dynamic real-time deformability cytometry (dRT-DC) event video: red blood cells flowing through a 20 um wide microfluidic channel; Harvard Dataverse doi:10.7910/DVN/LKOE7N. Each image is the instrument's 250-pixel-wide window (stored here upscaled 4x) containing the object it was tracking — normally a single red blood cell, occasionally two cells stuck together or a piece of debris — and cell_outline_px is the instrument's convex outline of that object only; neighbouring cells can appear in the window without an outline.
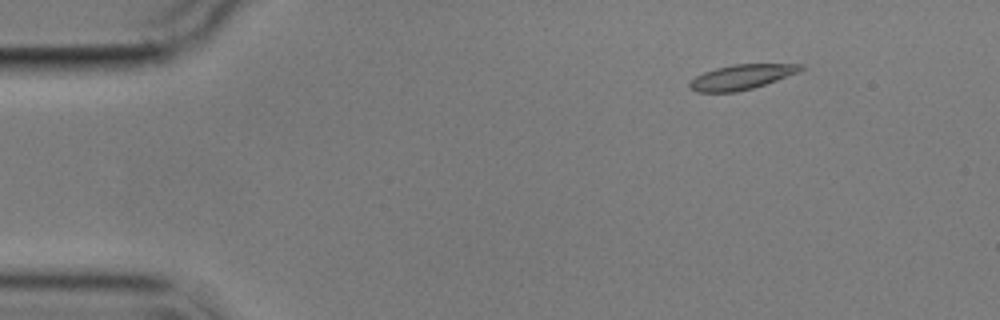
{"species": "common noctule bat (a hibernating species)", "species_latin": "Nyctalus noctula", "temperature_condition": "cold", "stored_images_in_passage": 11, "camera_frame_rate_fps": 3000, "um_per_image_px": 0.085, "animal": {"sex": "male", "body_mass_g": 17.9}, "frame": {"image": 1, "passage_image": 1, "time_ms": 0.0, "image_size_px": [1000, 320], "cell_outline_px": [[804, 68], [800, 72], [752, 88], [736, 92], [696, 92], [688, 88], [688, 84], [696, 76], [704, 72], [716, 68], [732, 64], [804, 64]], "centroid_in_image_um": [63.01, 6.54], "position_along_channel_um": 22.0, "area_um2": 16.07}}
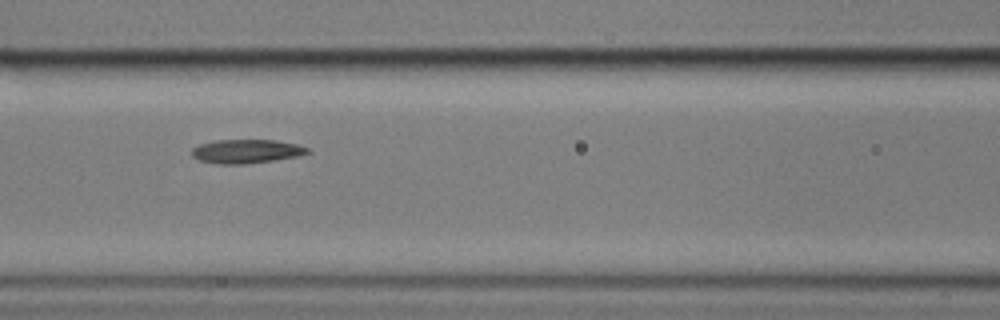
{"frame": {"image": 2, "passage_image": 5, "time_ms": 5.667, "image_size_px": [1000, 320], "cell_outline_px": [[312, 152], [300, 156], [244, 164], [220, 164], [200, 160], [192, 156], [192, 148], [200, 144], [212, 140], [276, 140], [296, 144], [308, 148]], "centroid_in_image_um": [20.95, 12.85], "position_along_channel_um": 145.6, "area_um2": 16.07}}
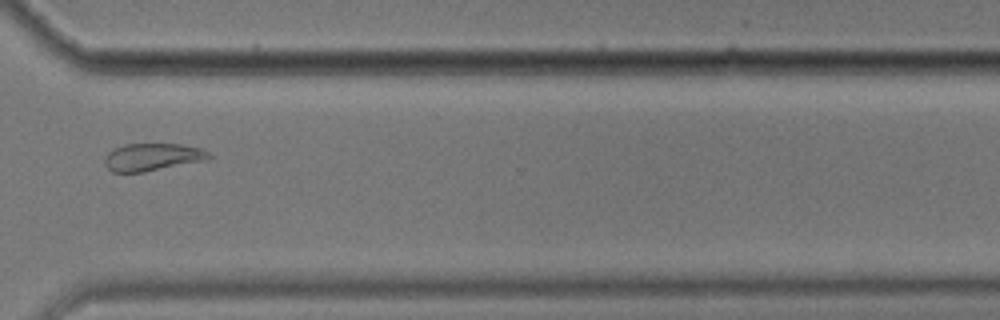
{"frame": {"image": 3, "passage_image": 10, "time_ms": 11.667, "image_size_px": [1000, 320], "cell_outline_px": [[212, 156], [208, 160], [144, 172], [112, 172], [104, 164], [104, 156], [108, 152], [124, 144], [180, 144], [200, 148], [208, 152]], "centroid_in_image_um": [12.95, 13.35], "position_along_channel_um": 357.6, "area_um2": 16.76}, "authors_computed_cell_mechanics": {"area_um2": 16.2418, "velocity_mm_per_s": 3.5452, "shape_relaxation_time_tau1_ms": 2.6072, "shape_relaxation_time_tau2_ms": 2.821, "deformation_change_tau1": 0.1176, "deformation_change_tau2": 0.0908}}